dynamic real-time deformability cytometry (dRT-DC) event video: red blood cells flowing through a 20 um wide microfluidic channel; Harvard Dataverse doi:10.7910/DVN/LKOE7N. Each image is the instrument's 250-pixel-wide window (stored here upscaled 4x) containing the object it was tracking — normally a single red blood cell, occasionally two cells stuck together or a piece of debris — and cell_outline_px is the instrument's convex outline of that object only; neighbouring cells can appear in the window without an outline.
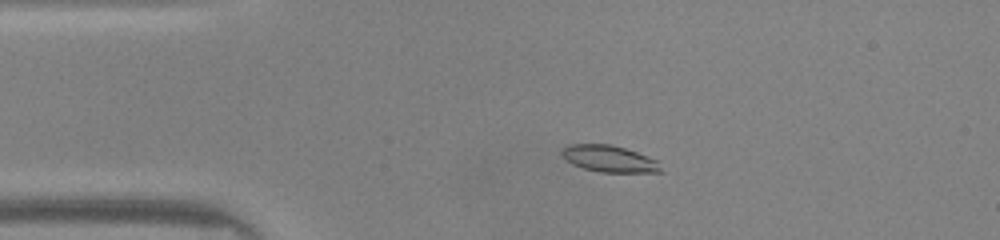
{"species": "common noctule bat (a hibernating species)", "species_latin": "Nyctalus noctula", "temperature_condition": "warm", "stored_images_in_passage": 48, "camera_frame_rate_fps": 3000, "um_per_image_px": 0.085, "animal": {"sex": "male", "body_mass_g": 20.0, "forearm_length_mm": 53.3}, "frame": {"image": 1, "passage_image": 9, "time_ms": 2.667, "image_size_px": [1000, 240], "cell_outline_px": [[664, 172], [600, 172], [584, 168], [572, 164], [560, 152], [564, 148], [572, 144], [612, 144], [636, 152], [656, 160]], "centroid_in_image_um": [51.8, 13.5], "position_along_channel_um": 33.2, "area_um2": 15.09}}
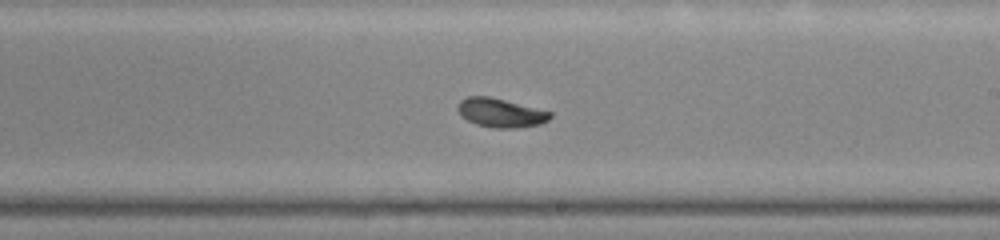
{"frame": {"image": 2, "passage_image": 27, "time_ms": 8.667, "image_size_px": [1000, 240], "cell_outline_px": [[552, 116], [548, 120], [540, 124], [520, 128], [492, 128], [476, 124], [468, 120], [456, 108], [460, 100], [468, 96], [488, 96], [552, 112]], "centroid_in_image_um": [42.56, 9.6], "position_along_channel_um": 246.4, "area_um2": 15.43}}
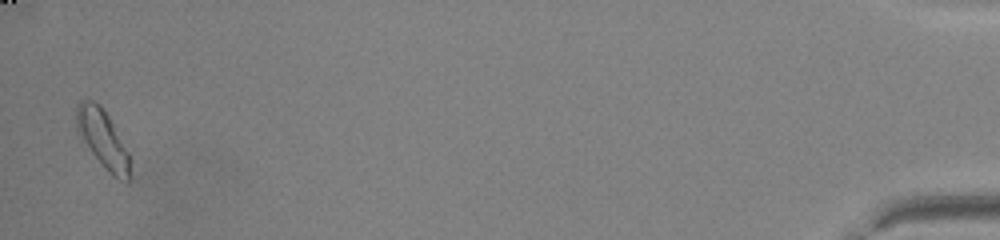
{"frame": {"image": 3, "passage_image": 47, "time_ms": 15.333, "image_size_px": [1000, 240], "cell_outline_px": [[128, 180], [112, 176], [104, 168], [92, 152], [76, 128], [76, 104], [80, 100], [92, 100], [100, 104], [108, 116], [128, 152]], "centroid_in_image_um": [8.68, 11.73], "position_along_channel_um": 426.5, "area_um2": 17.34}, "authors_computed_cell_mechanics": {"area_um2": 15.7216, "velocity_mm_per_s": 4.1442, "shape_relaxation_time_tau1_ms": 2.7163, "shape_relaxation_time_tau2_ms": 1.249, "deformation_change_tau1": 0.1253, "deformation_change_tau2": 0.0374}}